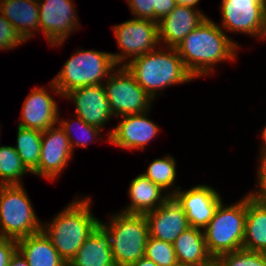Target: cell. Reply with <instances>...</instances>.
<instances>
[{
    "label": "cell",
    "instance_id": "7bdbcfd3",
    "mask_svg": "<svg viewBox=\"0 0 266 266\" xmlns=\"http://www.w3.org/2000/svg\"><path fill=\"white\" fill-rule=\"evenodd\" d=\"M210 266H218L215 262L212 264V265H210Z\"/></svg>",
    "mask_w": 266,
    "mask_h": 266
},
{
    "label": "cell",
    "instance_id": "f546056e",
    "mask_svg": "<svg viewBox=\"0 0 266 266\" xmlns=\"http://www.w3.org/2000/svg\"><path fill=\"white\" fill-rule=\"evenodd\" d=\"M215 263L218 266H266V253L240 249L220 255Z\"/></svg>",
    "mask_w": 266,
    "mask_h": 266
},
{
    "label": "cell",
    "instance_id": "6da1fadb",
    "mask_svg": "<svg viewBox=\"0 0 266 266\" xmlns=\"http://www.w3.org/2000/svg\"><path fill=\"white\" fill-rule=\"evenodd\" d=\"M175 48L188 72L198 79L213 74L221 62L235 61L240 45L207 17Z\"/></svg>",
    "mask_w": 266,
    "mask_h": 266
},
{
    "label": "cell",
    "instance_id": "d6a6232c",
    "mask_svg": "<svg viewBox=\"0 0 266 266\" xmlns=\"http://www.w3.org/2000/svg\"><path fill=\"white\" fill-rule=\"evenodd\" d=\"M17 250V240L0 236V266H8Z\"/></svg>",
    "mask_w": 266,
    "mask_h": 266
},
{
    "label": "cell",
    "instance_id": "4fadbf2b",
    "mask_svg": "<svg viewBox=\"0 0 266 266\" xmlns=\"http://www.w3.org/2000/svg\"><path fill=\"white\" fill-rule=\"evenodd\" d=\"M148 112L121 116L119 124L109 130L106 141L121 149L143 151L160 133L159 126L149 118Z\"/></svg>",
    "mask_w": 266,
    "mask_h": 266
},
{
    "label": "cell",
    "instance_id": "8d00e7d4",
    "mask_svg": "<svg viewBox=\"0 0 266 266\" xmlns=\"http://www.w3.org/2000/svg\"><path fill=\"white\" fill-rule=\"evenodd\" d=\"M259 163H258V175H266V149H260L259 150Z\"/></svg>",
    "mask_w": 266,
    "mask_h": 266
},
{
    "label": "cell",
    "instance_id": "b9f144b4",
    "mask_svg": "<svg viewBox=\"0 0 266 266\" xmlns=\"http://www.w3.org/2000/svg\"><path fill=\"white\" fill-rule=\"evenodd\" d=\"M174 266H193V265H189V264H180V263H177L176 265Z\"/></svg>",
    "mask_w": 266,
    "mask_h": 266
},
{
    "label": "cell",
    "instance_id": "7a4b0ae2",
    "mask_svg": "<svg viewBox=\"0 0 266 266\" xmlns=\"http://www.w3.org/2000/svg\"><path fill=\"white\" fill-rule=\"evenodd\" d=\"M91 203V197L74 198L49 223L42 224L43 232L67 264L100 224Z\"/></svg>",
    "mask_w": 266,
    "mask_h": 266
},
{
    "label": "cell",
    "instance_id": "603a6c76",
    "mask_svg": "<svg viewBox=\"0 0 266 266\" xmlns=\"http://www.w3.org/2000/svg\"><path fill=\"white\" fill-rule=\"evenodd\" d=\"M17 249L29 266H67L43 230L18 239Z\"/></svg>",
    "mask_w": 266,
    "mask_h": 266
},
{
    "label": "cell",
    "instance_id": "484cf974",
    "mask_svg": "<svg viewBox=\"0 0 266 266\" xmlns=\"http://www.w3.org/2000/svg\"><path fill=\"white\" fill-rule=\"evenodd\" d=\"M176 164L175 158L167 154L165 157L154 159L142 174L163 189L169 196H173L180 188V186L174 185L177 179ZM172 186L175 188L170 189L173 188Z\"/></svg>",
    "mask_w": 266,
    "mask_h": 266
},
{
    "label": "cell",
    "instance_id": "ab89813d",
    "mask_svg": "<svg viewBox=\"0 0 266 266\" xmlns=\"http://www.w3.org/2000/svg\"><path fill=\"white\" fill-rule=\"evenodd\" d=\"M261 138L263 141H261L260 149H266V125L263 127V130L261 131Z\"/></svg>",
    "mask_w": 266,
    "mask_h": 266
},
{
    "label": "cell",
    "instance_id": "ac0fdd59",
    "mask_svg": "<svg viewBox=\"0 0 266 266\" xmlns=\"http://www.w3.org/2000/svg\"><path fill=\"white\" fill-rule=\"evenodd\" d=\"M207 17L199 9L177 4L168 15L158 21L161 47L175 48L192 30L203 23Z\"/></svg>",
    "mask_w": 266,
    "mask_h": 266
},
{
    "label": "cell",
    "instance_id": "83f0119b",
    "mask_svg": "<svg viewBox=\"0 0 266 266\" xmlns=\"http://www.w3.org/2000/svg\"><path fill=\"white\" fill-rule=\"evenodd\" d=\"M74 117L75 118L73 119V122L69 120H63V118L58 117V122H57L60 125V127L64 130L65 134L67 135L73 153L75 147L86 148L87 145L90 144L91 142L94 143V140H96L97 138L101 140L100 136L102 134L101 132L103 131L98 127L87 124L84 120H82L77 116ZM74 126L76 127L77 130L74 128ZM73 128L75 131L78 130L80 131V132L78 131L79 136L77 135L76 136L77 138L75 137V135H73L77 133L73 132L74 131Z\"/></svg>",
    "mask_w": 266,
    "mask_h": 266
},
{
    "label": "cell",
    "instance_id": "4dcf8cb0",
    "mask_svg": "<svg viewBox=\"0 0 266 266\" xmlns=\"http://www.w3.org/2000/svg\"><path fill=\"white\" fill-rule=\"evenodd\" d=\"M25 42L26 41L16 31L15 27L11 25L0 12V50H14L18 45L20 46Z\"/></svg>",
    "mask_w": 266,
    "mask_h": 266
},
{
    "label": "cell",
    "instance_id": "277c9868",
    "mask_svg": "<svg viewBox=\"0 0 266 266\" xmlns=\"http://www.w3.org/2000/svg\"><path fill=\"white\" fill-rule=\"evenodd\" d=\"M116 67L110 52L78 48L47 85L51 93L63 97L78 87L103 84Z\"/></svg>",
    "mask_w": 266,
    "mask_h": 266
},
{
    "label": "cell",
    "instance_id": "2e32d148",
    "mask_svg": "<svg viewBox=\"0 0 266 266\" xmlns=\"http://www.w3.org/2000/svg\"><path fill=\"white\" fill-rule=\"evenodd\" d=\"M149 236L173 244L190 225L178 201L170 196L154 211L145 214Z\"/></svg>",
    "mask_w": 266,
    "mask_h": 266
},
{
    "label": "cell",
    "instance_id": "d6986e66",
    "mask_svg": "<svg viewBox=\"0 0 266 266\" xmlns=\"http://www.w3.org/2000/svg\"><path fill=\"white\" fill-rule=\"evenodd\" d=\"M0 12L25 41L40 30L38 0H0Z\"/></svg>",
    "mask_w": 266,
    "mask_h": 266
},
{
    "label": "cell",
    "instance_id": "7c38bea8",
    "mask_svg": "<svg viewBox=\"0 0 266 266\" xmlns=\"http://www.w3.org/2000/svg\"><path fill=\"white\" fill-rule=\"evenodd\" d=\"M73 154L67 135L57 123L42 131L39 166L31 174L54 181L64 172Z\"/></svg>",
    "mask_w": 266,
    "mask_h": 266
},
{
    "label": "cell",
    "instance_id": "ffe728a7",
    "mask_svg": "<svg viewBox=\"0 0 266 266\" xmlns=\"http://www.w3.org/2000/svg\"><path fill=\"white\" fill-rule=\"evenodd\" d=\"M67 266H116L107 231L99 224Z\"/></svg>",
    "mask_w": 266,
    "mask_h": 266
},
{
    "label": "cell",
    "instance_id": "cb8c5ba5",
    "mask_svg": "<svg viewBox=\"0 0 266 266\" xmlns=\"http://www.w3.org/2000/svg\"><path fill=\"white\" fill-rule=\"evenodd\" d=\"M243 249L266 253V206L247 194Z\"/></svg>",
    "mask_w": 266,
    "mask_h": 266
},
{
    "label": "cell",
    "instance_id": "f1b7e54d",
    "mask_svg": "<svg viewBox=\"0 0 266 266\" xmlns=\"http://www.w3.org/2000/svg\"><path fill=\"white\" fill-rule=\"evenodd\" d=\"M145 257L158 266H174L178 263L173 244L150 236L146 243Z\"/></svg>",
    "mask_w": 266,
    "mask_h": 266
},
{
    "label": "cell",
    "instance_id": "f35d334b",
    "mask_svg": "<svg viewBox=\"0 0 266 266\" xmlns=\"http://www.w3.org/2000/svg\"><path fill=\"white\" fill-rule=\"evenodd\" d=\"M176 4L193 7L196 9L200 0H175Z\"/></svg>",
    "mask_w": 266,
    "mask_h": 266
},
{
    "label": "cell",
    "instance_id": "836d02e7",
    "mask_svg": "<svg viewBox=\"0 0 266 266\" xmlns=\"http://www.w3.org/2000/svg\"><path fill=\"white\" fill-rule=\"evenodd\" d=\"M175 0H154V21L158 22L168 15L175 7Z\"/></svg>",
    "mask_w": 266,
    "mask_h": 266
},
{
    "label": "cell",
    "instance_id": "7402d4cb",
    "mask_svg": "<svg viewBox=\"0 0 266 266\" xmlns=\"http://www.w3.org/2000/svg\"><path fill=\"white\" fill-rule=\"evenodd\" d=\"M177 262L193 266H210L215 260L209 254L204 230L189 227L173 243Z\"/></svg>",
    "mask_w": 266,
    "mask_h": 266
},
{
    "label": "cell",
    "instance_id": "d4e9b609",
    "mask_svg": "<svg viewBox=\"0 0 266 266\" xmlns=\"http://www.w3.org/2000/svg\"><path fill=\"white\" fill-rule=\"evenodd\" d=\"M41 139L42 131L17 127V145L13 147L31 173L39 166Z\"/></svg>",
    "mask_w": 266,
    "mask_h": 266
},
{
    "label": "cell",
    "instance_id": "60d3db41",
    "mask_svg": "<svg viewBox=\"0 0 266 266\" xmlns=\"http://www.w3.org/2000/svg\"><path fill=\"white\" fill-rule=\"evenodd\" d=\"M264 40H266V0L263 3Z\"/></svg>",
    "mask_w": 266,
    "mask_h": 266
},
{
    "label": "cell",
    "instance_id": "1f68e13d",
    "mask_svg": "<svg viewBox=\"0 0 266 266\" xmlns=\"http://www.w3.org/2000/svg\"><path fill=\"white\" fill-rule=\"evenodd\" d=\"M133 18L154 20V0H126Z\"/></svg>",
    "mask_w": 266,
    "mask_h": 266
},
{
    "label": "cell",
    "instance_id": "30bf717a",
    "mask_svg": "<svg viewBox=\"0 0 266 266\" xmlns=\"http://www.w3.org/2000/svg\"><path fill=\"white\" fill-rule=\"evenodd\" d=\"M38 7L40 30L51 46H62L81 25L73 0H38Z\"/></svg>",
    "mask_w": 266,
    "mask_h": 266
},
{
    "label": "cell",
    "instance_id": "9c48e42d",
    "mask_svg": "<svg viewBox=\"0 0 266 266\" xmlns=\"http://www.w3.org/2000/svg\"><path fill=\"white\" fill-rule=\"evenodd\" d=\"M112 30L120 49L119 53H111L117 66H125L130 60L160 46L158 22L154 20L132 18L112 26Z\"/></svg>",
    "mask_w": 266,
    "mask_h": 266
},
{
    "label": "cell",
    "instance_id": "ba28073f",
    "mask_svg": "<svg viewBox=\"0 0 266 266\" xmlns=\"http://www.w3.org/2000/svg\"><path fill=\"white\" fill-rule=\"evenodd\" d=\"M103 86L114 118L150 111L152 98L125 66H117Z\"/></svg>",
    "mask_w": 266,
    "mask_h": 266
},
{
    "label": "cell",
    "instance_id": "74e56055",
    "mask_svg": "<svg viewBox=\"0 0 266 266\" xmlns=\"http://www.w3.org/2000/svg\"><path fill=\"white\" fill-rule=\"evenodd\" d=\"M131 266H158V265L152 260L143 257L140 258L137 262H134Z\"/></svg>",
    "mask_w": 266,
    "mask_h": 266
},
{
    "label": "cell",
    "instance_id": "8992f818",
    "mask_svg": "<svg viewBox=\"0 0 266 266\" xmlns=\"http://www.w3.org/2000/svg\"><path fill=\"white\" fill-rule=\"evenodd\" d=\"M223 204L221 201L203 229L207 250L214 260L225 253L243 249L247 194L234 204Z\"/></svg>",
    "mask_w": 266,
    "mask_h": 266
},
{
    "label": "cell",
    "instance_id": "52a82bcc",
    "mask_svg": "<svg viewBox=\"0 0 266 266\" xmlns=\"http://www.w3.org/2000/svg\"><path fill=\"white\" fill-rule=\"evenodd\" d=\"M41 230L23 184L0 185V236L18 240Z\"/></svg>",
    "mask_w": 266,
    "mask_h": 266
},
{
    "label": "cell",
    "instance_id": "e575fe53",
    "mask_svg": "<svg viewBox=\"0 0 266 266\" xmlns=\"http://www.w3.org/2000/svg\"><path fill=\"white\" fill-rule=\"evenodd\" d=\"M257 188L250 191V194L261 204L266 206V175H257ZM257 189V190H256Z\"/></svg>",
    "mask_w": 266,
    "mask_h": 266
},
{
    "label": "cell",
    "instance_id": "9a60e30c",
    "mask_svg": "<svg viewBox=\"0 0 266 266\" xmlns=\"http://www.w3.org/2000/svg\"><path fill=\"white\" fill-rule=\"evenodd\" d=\"M62 98L73 102L74 116L101 130L108 121L114 118L110 112V104L103 84L75 88Z\"/></svg>",
    "mask_w": 266,
    "mask_h": 266
},
{
    "label": "cell",
    "instance_id": "4316f807",
    "mask_svg": "<svg viewBox=\"0 0 266 266\" xmlns=\"http://www.w3.org/2000/svg\"><path fill=\"white\" fill-rule=\"evenodd\" d=\"M31 173L13 146H0V185L23 184L21 178ZM22 181V182H21Z\"/></svg>",
    "mask_w": 266,
    "mask_h": 266
},
{
    "label": "cell",
    "instance_id": "d590c367",
    "mask_svg": "<svg viewBox=\"0 0 266 266\" xmlns=\"http://www.w3.org/2000/svg\"><path fill=\"white\" fill-rule=\"evenodd\" d=\"M8 266H29L26 258L22 255V253L17 249L13 256L11 257L10 263Z\"/></svg>",
    "mask_w": 266,
    "mask_h": 266
},
{
    "label": "cell",
    "instance_id": "3957f363",
    "mask_svg": "<svg viewBox=\"0 0 266 266\" xmlns=\"http://www.w3.org/2000/svg\"><path fill=\"white\" fill-rule=\"evenodd\" d=\"M125 67L154 101L167 87L195 80L186 69L176 48L171 47L159 46L154 51L130 60Z\"/></svg>",
    "mask_w": 266,
    "mask_h": 266
},
{
    "label": "cell",
    "instance_id": "e0dca14e",
    "mask_svg": "<svg viewBox=\"0 0 266 266\" xmlns=\"http://www.w3.org/2000/svg\"><path fill=\"white\" fill-rule=\"evenodd\" d=\"M18 126L45 131L57 125L59 106L45 87L32 88L24 100Z\"/></svg>",
    "mask_w": 266,
    "mask_h": 266
},
{
    "label": "cell",
    "instance_id": "5bb4252c",
    "mask_svg": "<svg viewBox=\"0 0 266 266\" xmlns=\"http://www.w3.org/2000/svg\"><path fill=\"white\" fill-rule=\"evenodd\" d=\"M173 197L182 206L190 227L204 229L222 200L214 187L199 184L189 189H181Z\"/></svg>",
    "mask_w": 266,
    "mask_h": 266
},
{
    "label": "cell",
    "instance_id": "8fae6325",
    "mask_svg": "<svg viewBox=\"0 0 266 266\" xmlns=\"http://www.w3.org/2000/svg\"><path fill=\"white\" fill-rule=\"evenodd\" d=\"M264 0H222L219 26L225 33H241L264 40Z\"/></svg>",
    "mask_w": 266,
    "mask_h": 266
},
{
    "label": "cell",
    "instance_id": "5b68a950",
    "mask_svg": "<svg viewBox=\"0 0 266 266\" xmlns=\"http://www.w3.org/2000/svg\"><path fill=\"white\" fill-rule=\"evenodd\" d=\"M119 212L110 215L107 223L100 220V225L109 234L116 266H131L145 257L149 237L148 222L145 214Z\"/></svg>",
    "mask_w": 266,
    "mask_h": 266
},
{
    "label": "cell",
    "instance_id": "44dd1931",
    "mask_svg": "<svg viewBox=\"0 0 266 266\" xmlns=\"http://www.w3.org/2000/svg\"><path fill=\"white\" fill-rule=\"evenodd\" d=\"M142 173L131 180L128 195L130 203L121 210L129 214H146L162 205L170 196Z\"/></svg>",
    "mask_w": 266,
    "mask_h": 266
}]
</instances>
